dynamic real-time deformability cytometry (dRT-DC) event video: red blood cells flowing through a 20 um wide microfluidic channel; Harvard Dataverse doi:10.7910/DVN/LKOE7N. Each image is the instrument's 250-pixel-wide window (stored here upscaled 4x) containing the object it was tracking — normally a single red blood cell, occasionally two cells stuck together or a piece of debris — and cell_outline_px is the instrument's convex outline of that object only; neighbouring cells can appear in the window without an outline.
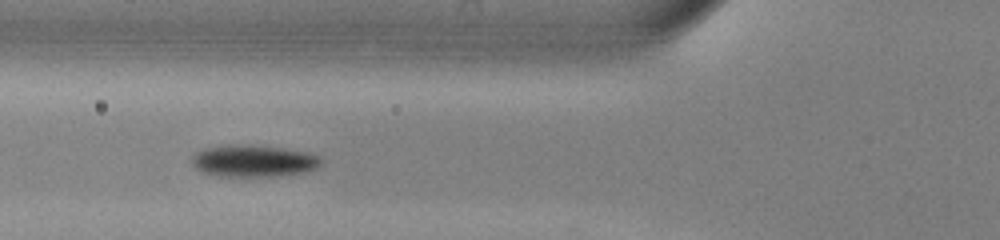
{"species": "common noctule bat (a hibernating species)", "species_latin": "Nyctalus noctula", "temperature_condition": "warm", "stored_images_in_passage": 34, "camera_frame_rate_fps": 3000, "um_per_image_px": 0.085, "animal": {"sex": "male", "body_mass_g": 13.0, "forearm_length_mm": 53.1}, "frame": {"image": 1, "passage_image": 6, "time_ms": 1.667, "image_size_px": [1000, 240], "cell_outline_px": [[324, 160], [316, 168], [308, 172], [280, 176], [216, 176], [204, 172], [196, 168], [192, 164], [192, 156], [196, 152], [204, 148], [232, 144], [280, 148], [308, 152], [320, 156]], "centroid_in_image_um": [21.58, 13.69], "position_along_channel_um": 104.2, "area_um2": 24.04}}
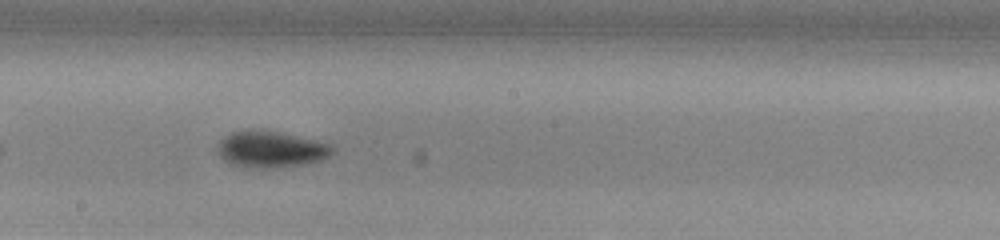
{"frame": {"image": 2, "passage_image": 15, "time_ms": 4.667, "image_size_px": [1000, 240], "cell_outline_px": [[336, 148], [328, 156], [320, 160], [304, 164], [276, 168], [244, 168], [228, 164], [220, 156], [216, 148], [216, 144], [224, 136], [232, 132], [280, 132], [316, 140], [332, 144]], "centroid_in_image_um": [23.01, 12.73], "position_along_channel_um": 225.2, "area_um2": 24.28}, "authors_computed_cell_mechanics": {"area_um2": 23.4668, "velocity_mm_per_s": 4.0362, "shape_relaxation_time_tau1_ms": 2.1536, "shape_relaxation_time_tau2_ms": null, "deformation_change_tau1": 0.1197, "deformation_change_tau2": null}}